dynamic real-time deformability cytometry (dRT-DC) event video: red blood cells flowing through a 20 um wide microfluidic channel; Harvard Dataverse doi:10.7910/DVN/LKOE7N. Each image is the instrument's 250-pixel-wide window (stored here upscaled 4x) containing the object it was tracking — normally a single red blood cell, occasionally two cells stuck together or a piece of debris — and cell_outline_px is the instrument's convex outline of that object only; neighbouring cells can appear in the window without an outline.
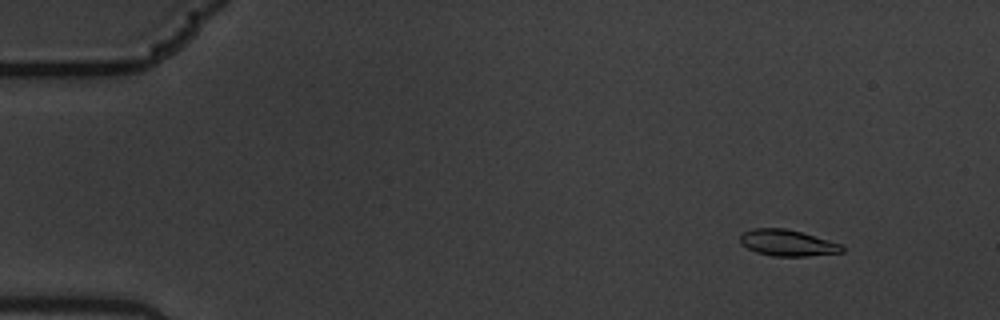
{"species": "common noctule bat (a hibernating species)", "species_latin": "Nyctalus noctula", "temperature_condition": "warm", "stored_images_in_passage": 11, "camera_frame_rate_fps": 3000, "um_per_image_px": 0.085, "animal": {"sex": "male", "body_mass_g": 19.5, "forearm_length_mm": 54.6}, "frame": {"image": 1, "passage_image": 2, "time_ms": 0.333, "image_size_px": [1000, 320], "cell_outline_px": [[844, 252], [808, 256], [772, 256], [756, 252], [740, 244], [740, 232], [752, 228], [784, 228], [800, 232], [828, 240], [840, 244], [844, 248]], "centroid_in_image_um": [66.88, 20.64], "position_along_channel_um": 18.1, "area_um2": 15.61}}
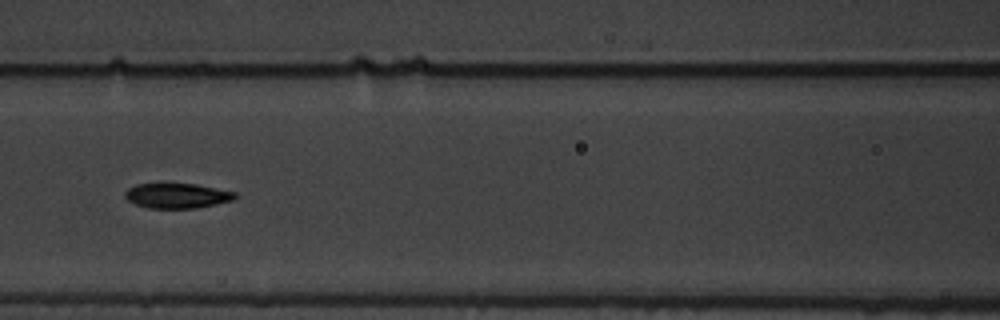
{"frame": {"image": 2, "passage_image": 8, "time_ms": 2.333, "image_size_px": [1000, 320], "cell_outline_px": [[240, 196], [232, 200], [216, 204], [196, 208], [148, 208], [136, 204], [128, 200], [124, 196], [124, 192], [128, 188], [136, 184], [196, 184], [236, 192]], "centroid_in_image_um": [15.07, 16.64], "position_along_channel_um": 151.5, "area_um2": 16.01}}
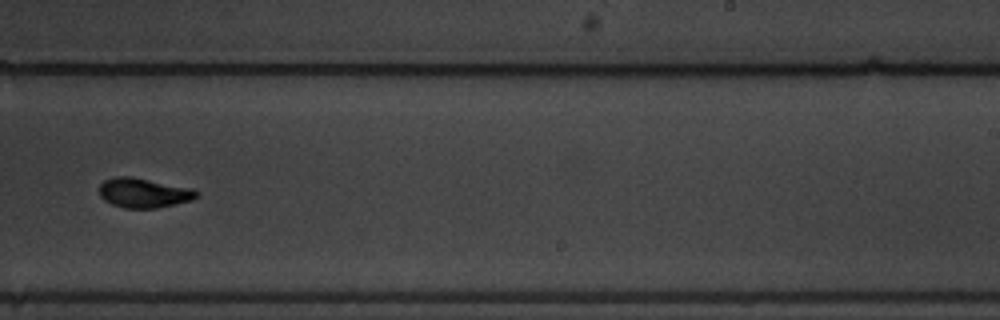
{"frame": {"image": 3, "passage_image": 11, "time_ms": 3.333, "image_size_px": [1000, 320], "cell_outline_px": [[200, 196], [192, 200], [156, 208], [124, 208], [112, 204], [104, 200], [100, 196], [100, 184], [104, 180], [112, 176], [132, 176], [192, 188], [200, 192]], "centroid_in_image_um": [12.23, 16.38], "position_along_channel_um": 276.8, "area_um2": 16.99}}